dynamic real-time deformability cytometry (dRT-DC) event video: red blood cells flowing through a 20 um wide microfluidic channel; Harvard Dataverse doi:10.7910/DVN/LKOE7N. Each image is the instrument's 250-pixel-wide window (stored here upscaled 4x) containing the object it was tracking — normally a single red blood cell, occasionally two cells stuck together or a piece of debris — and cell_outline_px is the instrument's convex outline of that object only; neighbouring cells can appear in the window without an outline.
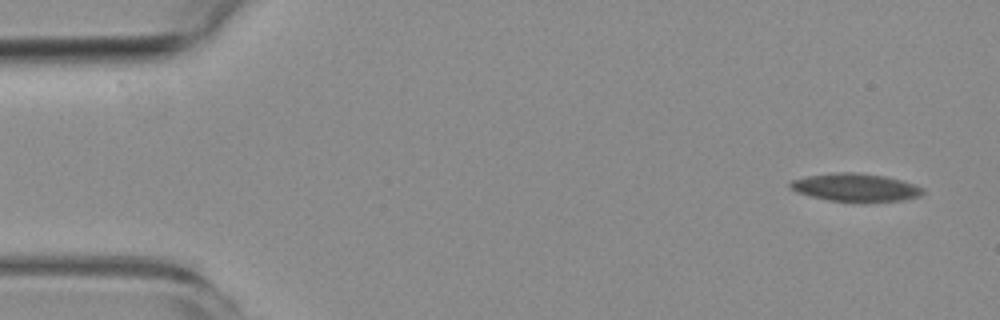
{"species": "common noctule bat (a hibernating species)", "species_latin": "Nyctalus noctula", "temperature_condition": "room temperature", "stored_images_in_passage": 5, "camera_frame_rate_fps": 3000, "um_per_image_px": 0.085, "animal": {"sex": "female", "body_mass_g": 19.3, "forearm_length_mm": 54.1}, "frame": {"image": 1, "passage_image": 1, "time_ms": 0.0, "image_size_px": [1000, 320], "cell_outline_px": [[924, 192], [920, 196], [904, 200], [864, 204], [860, 204], [828, 200], [796, 192], [788, 188], [788, 184], [792, 180], [808, 176], [840, 172], [856, 172], [884, 176], [916, 184], [924, 188]], "centroid_in_image_um": [72.75, 15.97], "position_along_channel_um": 12.2, "area_um2": 22.25}}
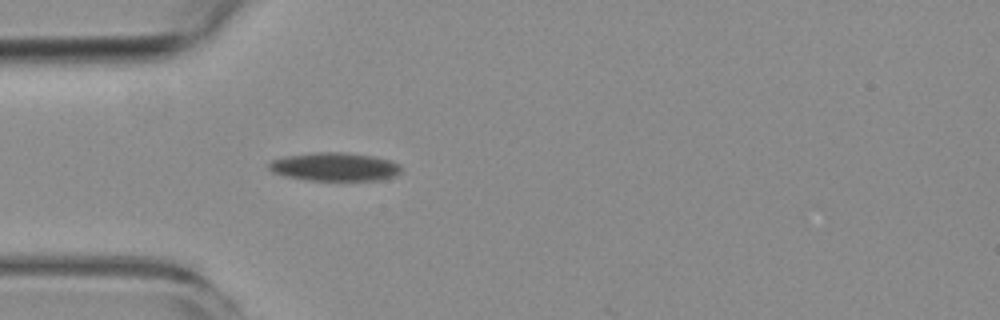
{"frame": {"image": 2, "passage_image": 4, "time_ms": 4.667, "image_size_px": [1000, 320], "cell_outline_px": [[400, 172], [396, 176], [380, 180], [308, 180], [284, 176], [272, 172], [268, 168], [268, 164], [272, 160], [284, 156], [316, 152], [344, 152], [372, 156], [388, 160], [400, 164]], "centroid_in_image_um": [28.42, 14.18], "position_along_channel_um": 56.6, "area_um2": 21.91}}